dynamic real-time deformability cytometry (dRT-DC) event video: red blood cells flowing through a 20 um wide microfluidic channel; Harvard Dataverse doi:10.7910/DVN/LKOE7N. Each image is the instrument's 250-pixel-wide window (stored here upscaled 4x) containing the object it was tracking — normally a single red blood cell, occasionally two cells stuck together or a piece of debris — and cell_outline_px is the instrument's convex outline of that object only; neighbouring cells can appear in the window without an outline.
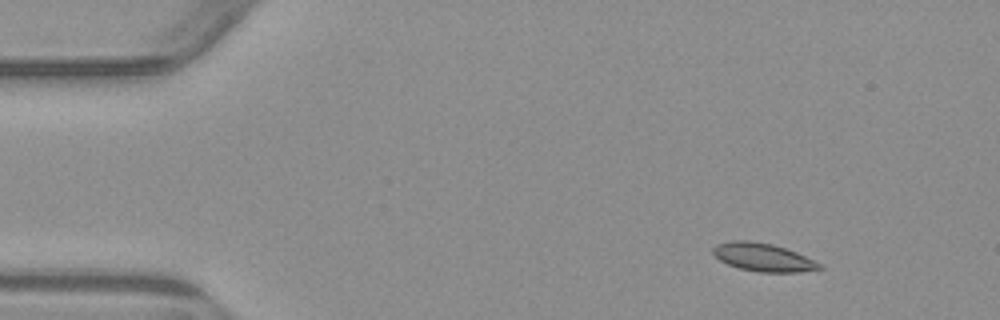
{"species": "common noctule bat (a hibernating species)", "species_latin": "Nyctalus noctula", "temperature_condition": "warm", "stored_images_in_passage": 6, "camera_frame_rate_fps": 3000, "um_per_image_px": 0.085, "animal": {"sex": "male", "body_mass_g": 23.1, "forearm_length_mm": 52.7}, "frame": {"image": 1, "passage_image": 2, "time_ms": 2.0, "image_size_px": [1000, 320], "cell_outline_px": [[824, 268], [796, 272], [760, 272], [740, 268], [728, 264], [720, 260], [712, 252], [712, 248], [716, 244], [732, 240], [752, 240], [772, 244], [796, 252], [820, 264]], "centroid_in_image_um": [64.81, 21.85], "position_along_channel_um": 20.2, "area_um2": 17.22}}
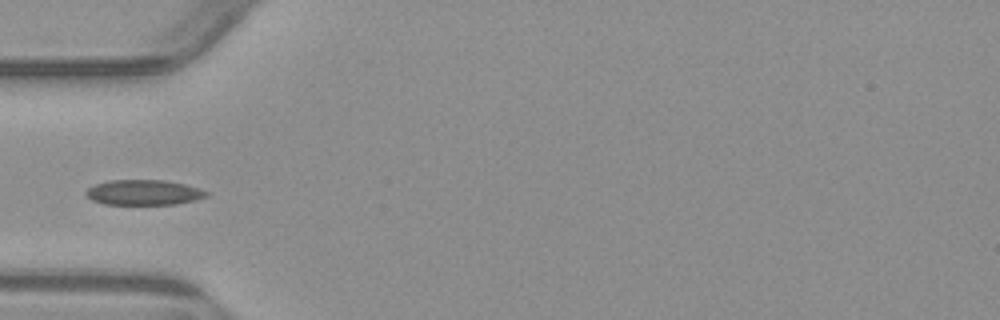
{"frame": {"image": 2, "passage_image": 5, "time_ms": 5.667, "image_size_px": [1000, 320], "cell_outline_px": [[208, 196], [176, 204], [104, 204], [92, 200], [84, 192], [88, 188], [96, 184], [108, 180], [164, 180], [184, 184], [200, 188], [208, 192]], "centroid_in_image_um": [12.2, 16.35], "position_along_channel_um": 72.8, "area_um2": 17.57}}
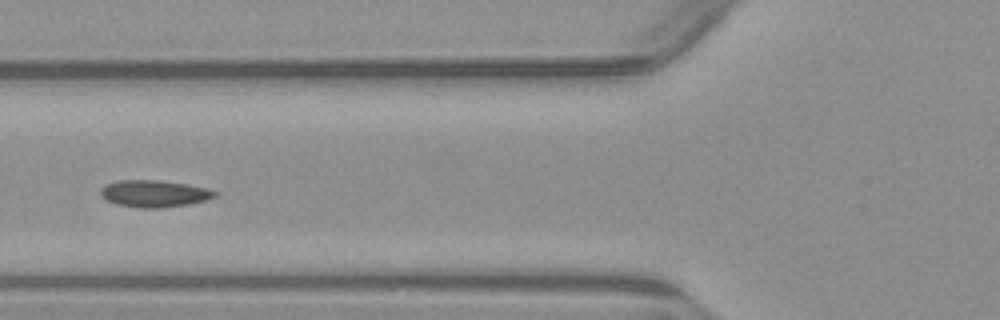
{"frame": {"image": 3, "passage_image": 6, "time_ms": 6.667, "image_size_px": [1000, 320], "cell_outline_px": [[220, 192], [216, 196], [208, 200], [188, 204], [160, 208], [140, 208], [116, 204], [108, 200], [100, 192], [100, 188], [104, 184], [116, 180], [160, 180], [188, 184], [208, 188]], "centroid_in_image_um": [13.15, 16.44], "position_along_channel_um": 112.7, "area_um2": 18.15}}